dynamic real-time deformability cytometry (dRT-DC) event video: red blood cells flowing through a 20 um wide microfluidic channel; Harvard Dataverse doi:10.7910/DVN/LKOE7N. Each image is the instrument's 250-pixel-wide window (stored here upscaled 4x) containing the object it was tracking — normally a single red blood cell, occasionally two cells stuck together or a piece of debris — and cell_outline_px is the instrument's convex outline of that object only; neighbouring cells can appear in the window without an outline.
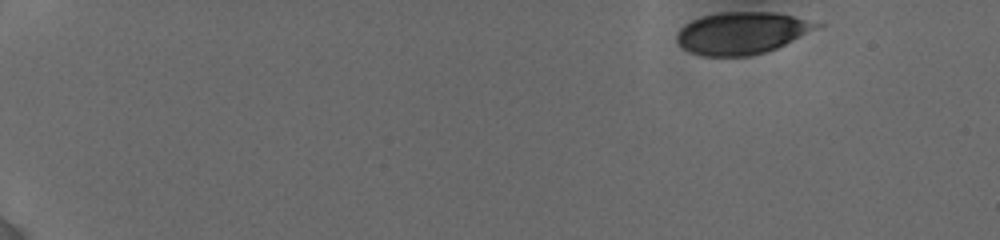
{"species": "human", "species_latin": "Homo sapiens", "temperature_condition": "cold", "stored_images_in_passage": 48, "camera_frame_rate_fps": 3000, "um_per_image_px": 0.085, "donor": {"sex": "female"}, "frame": {"image": 1, "passage_image": 1, "time_ms": 0.0, "image_size_px": [1000, 240], "cell_outline_px": [[824, 24], [776, 48], [764, 52], [748, 56], [704, 56], [692, 52], [684, 48], [676, 40], [676, 32], [684, 24], [692, 20], [704, 16], [720, 12], [776, 12]], "centroid_in_image_um": [63.01, 2.8], "position_along_channel_um": 22.0, "area_um2": 33.81}}
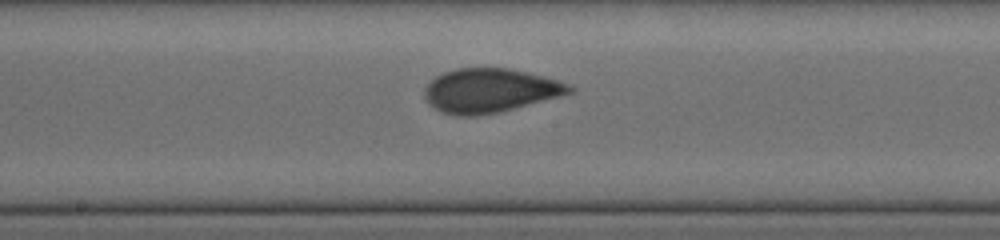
{"frame": {"image": 2, "passage_image": 26, "time_ms": 8.667, "image_size_px": [1000, 240], "cell_outline_px": [[576, 88], [572, 92], [560, 96], [500, 112], [476, 116], [456, 116], [440, 112], [428, 104], [424, 96], [424, 88], [436, 76], [444, 72], [456, 68], [508, 68], [560, 80], [572, 84]], "centroid_in_image_um": [41.65, 7.7], "position_along_channel_um": 206.6, "area_um2": 37.4}}
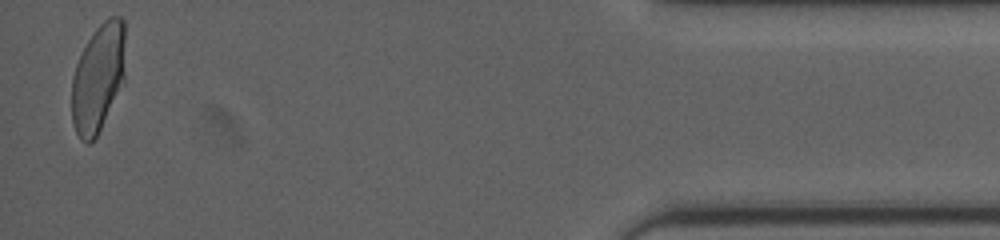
{"frame": {"image": 3, "passage_image": 47, "time_ms": 16.0, "image_size_px": [1000, 240], "cell_outline_px": [[124, 84], [96, 136], [88, 144], [84, 144], [80, 140], [72, 124], [72, 76], [76, 64], [88, 40], [96, 28], [108, 16], [120, 16], [124, 20]], "centroid_in_image_um": [8.34, 6.63], "position_along_channel_um": 426.9, "area_um2": 33.93}, "authors_computed_cell_mechanics": {"area_um2": 36.1828, "velocity_mm_per_s": 3.8428, "shape_relaxation_time_tau1_ms": 10.6553, "shape_relaxation_time_tau2_ms": null, "deformation_change_tau1": 0.2285, "deformation_change_tau2": null}}